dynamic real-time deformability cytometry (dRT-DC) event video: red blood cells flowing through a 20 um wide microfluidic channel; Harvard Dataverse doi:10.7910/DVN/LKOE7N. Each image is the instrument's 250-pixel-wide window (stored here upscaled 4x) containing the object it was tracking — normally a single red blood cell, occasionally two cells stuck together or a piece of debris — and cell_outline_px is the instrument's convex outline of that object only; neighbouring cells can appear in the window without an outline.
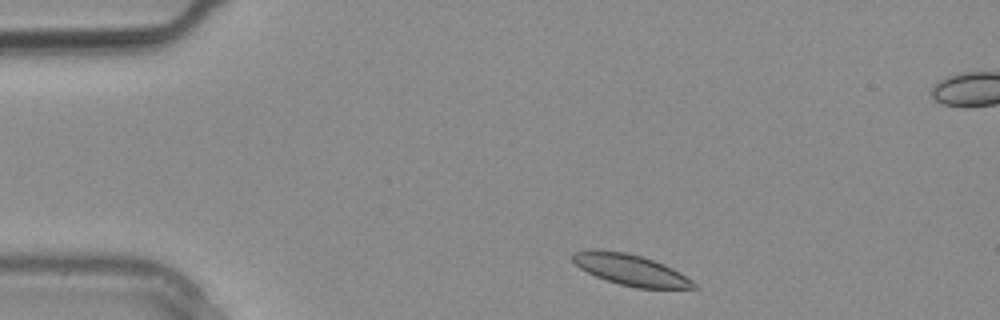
{"species": "common noctule bat (a hibernating species)", "species_latin": "Nyctalus noctula", "temperature_condition": "warm", "stored_images_in_passage": 2, "camera_frame_rate_fps": 3000, "um_per_image_px": 0.085, "animal": {"sex": "male", "body_mass_g": 20.4}, "frame": {"image": 1, "passage_image": 1, "time_ms": 0.0, "image_size_px": [1000, 320], "cell_outline_px": [[700, 288], [636, 288], [620, 284], [596, 276], [580, 268], [572, 260], [572, 252], [592, 248], [624, 252], [640, 256], [664, 264], [672, 268], [692, 280]], "centroid_in_image_um": [53.58, 22.92], "position_along_channel_um": 31.4, "area_um2": 21.73}}